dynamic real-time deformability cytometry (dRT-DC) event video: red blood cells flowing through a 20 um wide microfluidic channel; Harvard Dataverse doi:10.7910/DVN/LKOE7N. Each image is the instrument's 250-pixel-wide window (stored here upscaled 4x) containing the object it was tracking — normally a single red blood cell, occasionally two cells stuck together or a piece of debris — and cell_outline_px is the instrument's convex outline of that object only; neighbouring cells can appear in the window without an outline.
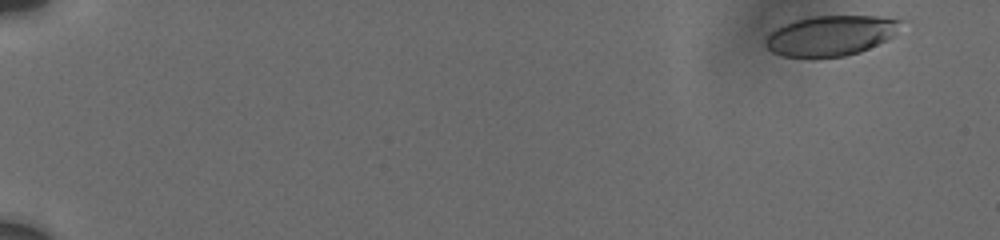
{"species": "human", "species_latin": "Homo sapiens", "temperature_condition": "cold", "stored_images_in_passage": 77, "camera_frame_rate_fps": 3000, "um_per_image_px": 0.085, "donor": {"sex": "male"}, "frame": {"image": 1, "passage_image": 1, "time_ms": 0.0, "image_size_px": [1000, 240], "cell_outline_px": [[900, 20], [892, 36], [860, 52], [844, 56], [784, 56], [772, 52], [764, 44], [768, 36], [776, 28], [784, 24], [796, 20], [812, 16], [876, 16]], "centroid_in_image_um": [70.55, 3.02], "position_along_channel_um": 14.4, "area_um2": 30.75}}
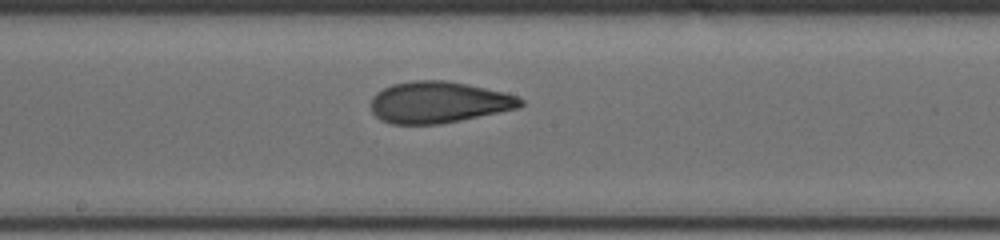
{"frame": {"image": 2, "passage_image": 41, "time_ms": 10.0, "image_size_px": [1000, 240], "cell_outline_px": [[524, 104], [516, 108], [500, 112], [440, 124], [392, 124], [380, 120], [372, 112], [372, 96], [376, 92], [392, 84], [412, 80], [444, 80], [468, 84], [504, 92], [516, 96], [524, 100]], "centroid_in_image_um": [37.26, 8.69], "position_along_channel_um": 210.9, "area_um2": 36.13}}
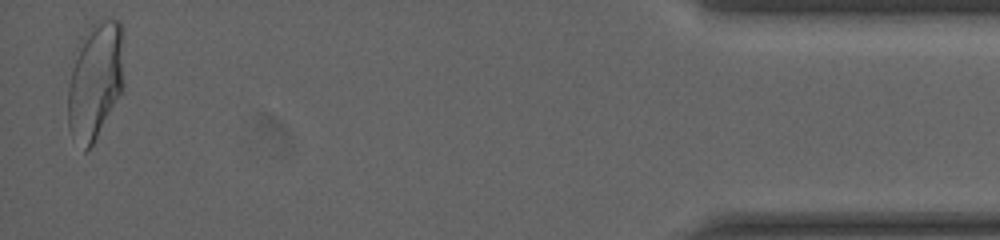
{"frame": {"image": 3, "passage_image": 75, "time_ms": 17.667, "image_size_px": [1000, 240], "cell_outline_px": [[124, 88], [92, 144], [84, 152], [68, 124], [68, 84], [72, 68], [88, 28], [92, 24], [104, 20], [120, 20], [124, 32]], "centroid_in_image_um": [8.16, 6.81], "position_along_channel_um": 427.0, "area_um2": 37.86}, "authors_computed_cell_mechanics": {"area_um2": 35.547, "velocity_mm_per_s": 3.7427, "shape_relaxation_time_tau1_ms": 7.1988, "shape_relaxation_time_tau2_ms": 1.4301, "deformation_change_tau1": 0.2123, "deformation_change_tau2": 0.0828}}